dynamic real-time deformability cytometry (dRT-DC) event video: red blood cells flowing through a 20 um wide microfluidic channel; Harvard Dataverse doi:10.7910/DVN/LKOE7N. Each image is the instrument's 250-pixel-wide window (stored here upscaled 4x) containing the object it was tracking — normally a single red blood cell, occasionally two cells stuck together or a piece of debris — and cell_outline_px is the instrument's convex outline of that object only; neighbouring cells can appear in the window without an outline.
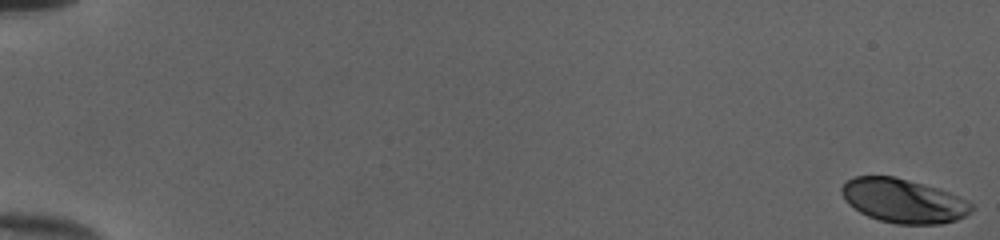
{"species": "human", "species_latin": "Homo sapiens", "temperature_condition": "cold", "stored_images_in_passage": 49, "camera_frame_rate_fps": 3000, "um_per_image_px": 0.085, "donor": {"sex": "female"}, "frame": {"image": 1, "passage_image": 1, "time_ms": 0.0, "image_size_px": [1000, 240], "cell_outline_px": [[976, 208], [972, 212], [956, 220], [940, 224], [896, 224], [880, 220], [868, 216], [860, 212], [848, 204], [844, 200], [840, 192], [840, 188], [848, 180], [856, 176], [896, 176], [940, 188], [960, 196], [976, 204]], "centroid_in_image_um": [76.84, 17.06], "position_along_channel_um": 8.2, "area_um2": 33.87}}
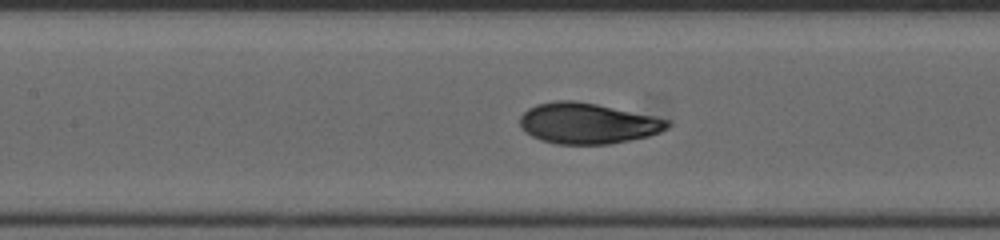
{"frame": {"image": 2, "passage_image": 27, "time_ms": 8.667, "image_size_px": [1000, 240], "cell_outline_px": [[672, 124], [668, 128], [660, 132], [648, 136], [608, 144], [556, 144], [540, 140], [532, 136], [520, 124], [520, 116], [528, 108], [536, 104], [556, 100], [572, 100], [596, 104], [656, 116], [672, 120]], "centroid_in_image_um": [49.99, 10.48], "position_along_channel_um": 157.4, "area_um2": 35.08}}
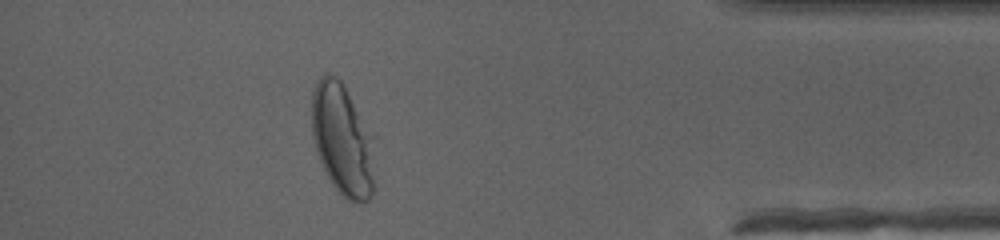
{"frame": {"image": 3, "passage_image": 48, "time_ms": 15.667, "image_size_px": [1000, 240], "cell_outline_px": [[376, 136], [372, 196], [364, 204], [352, 204], [332, 184], [316, 152], [312, 136], [312, 92], [316, 80], [324, 72], [328, 72], [336, 76], [344, 84]], "centroid_in_image_um": [29.15, 11.84], "position_along_channel_um": 406.0, "area_um2": 42.37}, "authors_computed_cell_mechanics": {"area_um2": 34.4488, "velocity_mm_per_s": 4.0143, "shape_relaxation_time_tau1_ms": 4.2024, "shape_relaxation_time_tau2_ms": null, "deformation_change_tau1": 0.1858, "deformation_change_tau2": null}}